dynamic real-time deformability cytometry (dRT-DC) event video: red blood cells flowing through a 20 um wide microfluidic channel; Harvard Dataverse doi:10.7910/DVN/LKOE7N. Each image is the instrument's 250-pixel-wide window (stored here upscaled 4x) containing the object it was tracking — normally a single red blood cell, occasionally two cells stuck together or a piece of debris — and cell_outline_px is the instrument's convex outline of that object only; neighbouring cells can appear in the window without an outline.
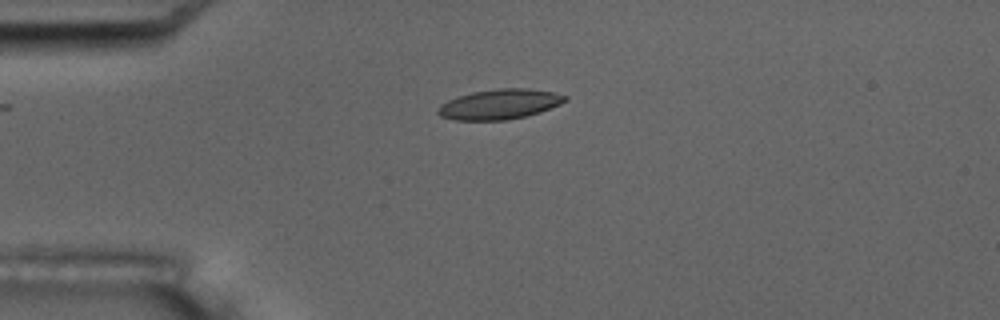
{"species": "common noctule bat (a hibernating species)", "species_latin": "Nyctalus noctula", "temperature_condition": "room temperature", "stored_images_in_passage": 2, "camera_frame_rate_fps": 3000, "um_per_image_px": 0.085, "animal": {"sex": "male", "body_mass_g": 17.5, "forearm_length_mm": 52.3}, "frame": {"image": 1, "passage_image": 1, "time_ms": 0.0, "image_size_px": [1000, 320], "cell_outline_px": [[568, 100], [560, 104], [540, 112], [528, 116], [504, 120], [452, 120], [440, 116], [436, 112], [436, 108], [440, 104], [448, 100], [472, 92], [500, 88], [528, 88], [552, 92], [568, 96]], "centroid_in_image_um": [42.45, 8.86], "position_along_channel_um": 42.5, "area_um2": 22.37}}